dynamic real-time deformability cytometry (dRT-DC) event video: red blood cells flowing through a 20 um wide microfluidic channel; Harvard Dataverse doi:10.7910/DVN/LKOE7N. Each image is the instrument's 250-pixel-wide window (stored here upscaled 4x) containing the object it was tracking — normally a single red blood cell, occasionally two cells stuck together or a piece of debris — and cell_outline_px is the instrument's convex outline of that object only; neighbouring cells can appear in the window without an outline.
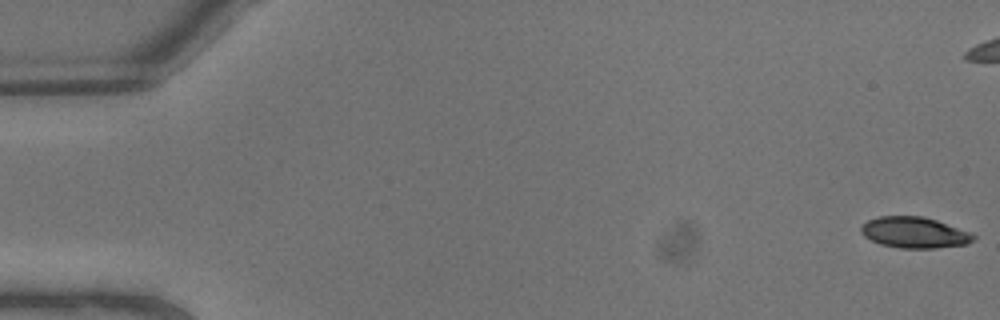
{"species": "common noctule bat (a hibernating species)", "species_latin": "Nyctalus noctula", "temperature_condition": "warm", "stored_images_in_passage": 8, "camera_frame_rate_fps": 3000, "um_per_image_px": 0.085, "animal": {"sex": "male", "body_mass_g": 13.3}, "frame": {"image": 1, "passage_image": 1, "time_ms": 0.0, "image_size_px": [1000, 320], "cell_outline_px": [[976, 236], [968, 244], [936, 248], [900, 248], [880, 244], [864, 236], [860, 232], [860, 228], [868, 220], [880, 216], [924, 216], [936, 220], [968, 232]], "centroid_in_image_um": [77.69, 19.77], "position_along_channel_um": 7.3, "area_um2": 20.11}}